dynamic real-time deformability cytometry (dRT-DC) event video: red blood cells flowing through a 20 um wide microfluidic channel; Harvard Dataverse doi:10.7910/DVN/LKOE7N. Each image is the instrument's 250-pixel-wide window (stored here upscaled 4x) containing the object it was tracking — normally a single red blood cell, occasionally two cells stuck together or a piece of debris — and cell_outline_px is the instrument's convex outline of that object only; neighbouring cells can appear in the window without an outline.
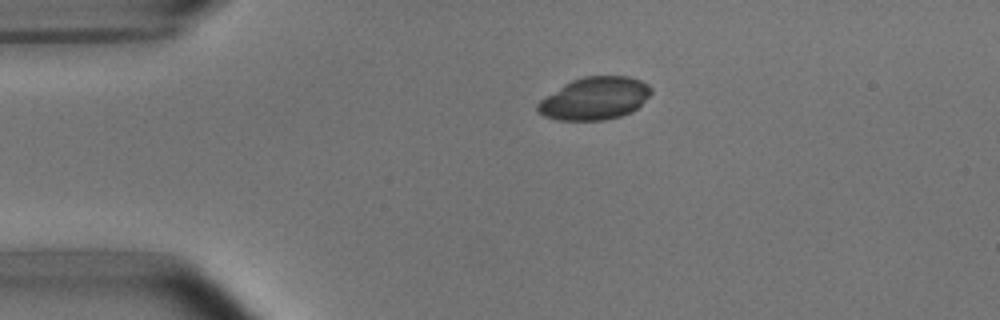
{"species": "common noctule bat (a hibernating species)", "species_latin": "Nyctalus noctula", "temperature_condition": "room temperature", "stored_images_in_passage": 2, "camera_frame_rate_fps": 3000, "um_per_image_px": 0.085, "animal": {"sex": "male", "body_mass_g": 15.6}, "frame": {"image": 1, "passage_image": 1, "time_ms": 0.0, "image_size_px": [1000, 320], "cell_outline_px": [[652, 92], [632, 112], [620, 116], [604, 120], [556, 120], [544, 116], [536, 108], [536, 104], [540, 100], [564, 84], [572, 80], [584, 76], [628, 76], [640, 80], [648, 84], [652, 88]], "centroid_in_image_um": [50.54, 8.36], "position_along_channel_um": 34.5, "area_um2": 28.03}}